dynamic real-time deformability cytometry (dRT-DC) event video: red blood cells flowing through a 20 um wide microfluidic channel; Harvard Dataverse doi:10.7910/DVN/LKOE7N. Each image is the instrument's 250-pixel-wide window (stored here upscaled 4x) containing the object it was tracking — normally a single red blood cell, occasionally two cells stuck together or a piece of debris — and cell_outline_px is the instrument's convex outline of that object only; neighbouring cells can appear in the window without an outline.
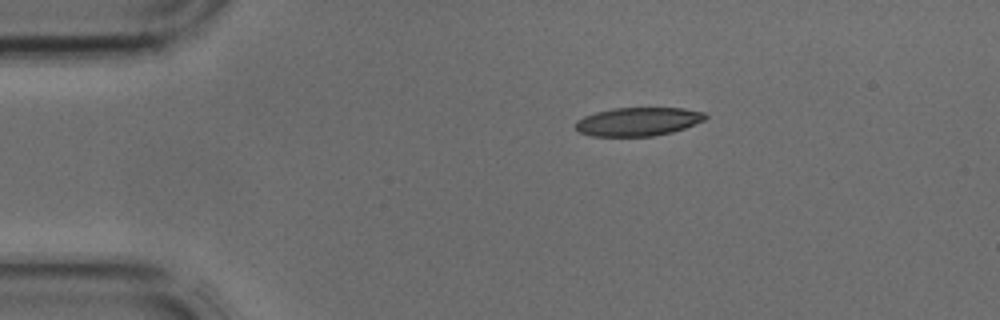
{"species": "common noctule bat (a hibernating species)", "species_latin": "Nyctalus noctula", "temperature_condition": "cold", "stored_images_in_passage": 35, "camera_frame_rate_fps": 3000, "um_per_image_px": 0.085, "animal": {"sex": "male", "body_mass_g": 17.9, "forearm_length_mm": 54.2}, "frame": {"image": 1, "passage_image": 1, "time_ms": 0.0, "image_size_px": [1000, 320], "cell_outline_px": [[708, 116], [704, 120], [684, 128], [672, 132], [652, 136], [592, 136], [580, 132], [576, 128], [576, 120], [584, 116], [596, 112], [612, 108], [684, 108], [704, 112]], "centroid_in_image_um": [54.24, 10.33], "position_along_channel_um": 30.8, "area_um2": 21.5}}
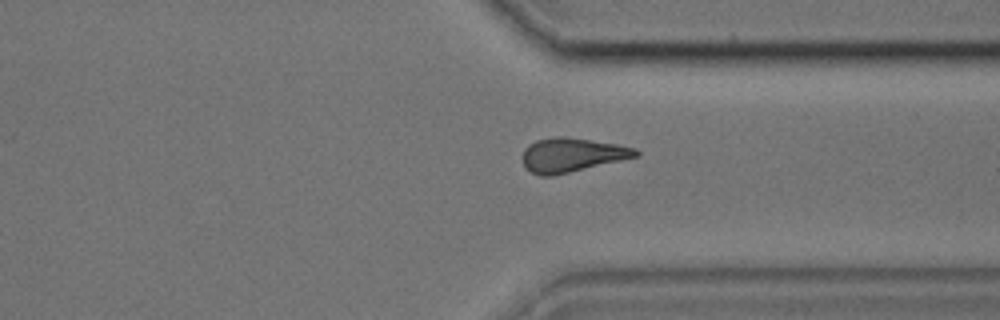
{"frame": {"image": 2, "passage_image": 25, "time_ms": 8.0, "image_size_px": [1000, 320], "cell_outline_px": [[640, 156], [552, 176], [540, 176], [524, 168], [524, 148], [528, 144], [536, 140], [556, 136], [564, 136], [616, 144], [636, 148], [640, 152]], "centroid_in_image_um": [48.62, 13.17], "position_along_channel_um": 362.8, "area_um2": 22.43}}
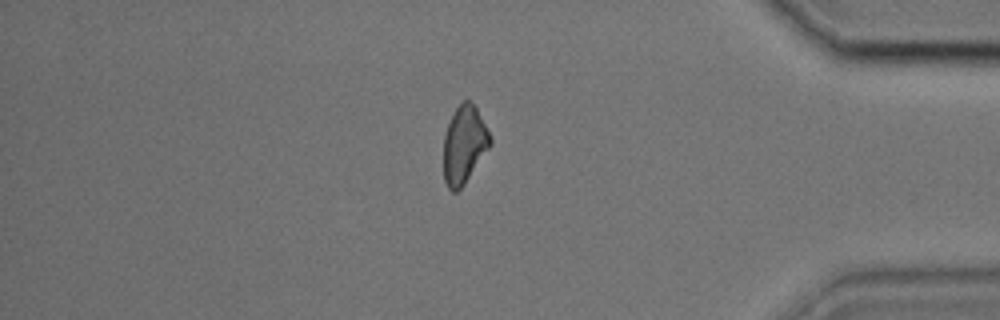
{"frame": {"image": 3, "passage_image": 29, "time_ms": 9.333, "image_size_px": [1000, 320], "cell_outline_px": [[492, 144], [464, 184], [456, 192], [452, 192], [448, 188], [444, 180], [444, 136], [448, 124], [456, 108], [464, 100], [468, 100], [476, 108], [492, 140]], "centroid_in_image_um": [39.45, 12.33], "position_along_channel_um": 395.8, "area_um2": 20.69}}